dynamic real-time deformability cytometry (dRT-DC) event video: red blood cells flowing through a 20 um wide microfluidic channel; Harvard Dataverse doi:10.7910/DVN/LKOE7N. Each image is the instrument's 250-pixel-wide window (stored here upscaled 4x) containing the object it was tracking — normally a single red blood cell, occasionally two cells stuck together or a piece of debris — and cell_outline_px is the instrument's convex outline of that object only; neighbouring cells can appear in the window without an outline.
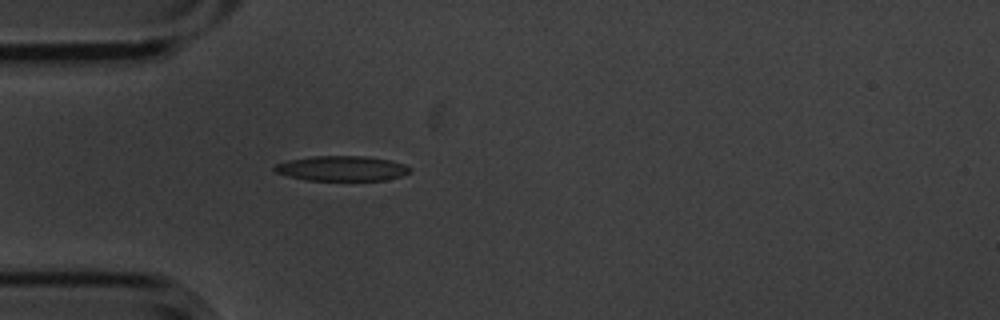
{"species": "common noctule bat (a hibernating species)", "species_latin": "Nyctalus noctula", "temperature_condition": "cold", "stored_images_in_passage": 1, "camera_frame_rate_fps": 3000, "um_per_image_px": 0.085, "animal": {"sex": "male", "body_mass_g": 20.1, "forearm_length_mm": 53.5}, "frame": {"image": 1, "passage_image": 1, "time_ms": 0.0, "image_size_px": [1000, 320], "cell_outline_px": [[412, 168], [408, 172], [400, 176], [388, 180], [304, 180], [288, 176], [276, 172], [272, 168], [276, 164], [288, 160], [312, 156], [368, 156], [388, 160], [404, 164]], "centroid_in_image_um": [29.03, 14.31], "position_along_channel_um": 56.0, "area_um2": 19.71}}